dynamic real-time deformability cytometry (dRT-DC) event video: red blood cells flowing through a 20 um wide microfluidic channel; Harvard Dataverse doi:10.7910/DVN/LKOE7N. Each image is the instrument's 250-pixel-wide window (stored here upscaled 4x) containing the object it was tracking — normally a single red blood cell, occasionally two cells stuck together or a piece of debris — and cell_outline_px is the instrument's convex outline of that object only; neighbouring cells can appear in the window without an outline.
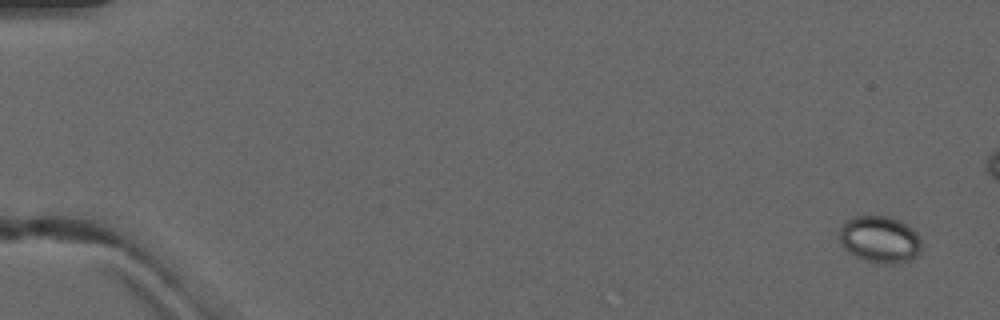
{"species": "common noctule bat (a hibernating species)", "species_latin": "Nyctalus noctula", "temperature_condition": "warm", "stored_images_in_passage": 5, "camera_frame_rate_fps": 3000, "um_per_image_px": 0.085, "animal": {"sex": "male", "forearm_length_mm": 52.5}, "frame": {"image": 1, "passage_image": 1, "time_ms": 0.0, "image_size_px": [1000, 320], "cell_outline_px": [[920, 252], [916, 256], [908, 260], [892, 264], [884, 264], [864, 260], [848, 252], [844, 248], [840, 240], [840, 228], [852, 216], [888, 216], [900, 220], [916, 232], [920, 240]], "centroid_in_image_um": [74.78, 20.35], "position_along_channel_um": 10.2, "area_um2": 22.25}}